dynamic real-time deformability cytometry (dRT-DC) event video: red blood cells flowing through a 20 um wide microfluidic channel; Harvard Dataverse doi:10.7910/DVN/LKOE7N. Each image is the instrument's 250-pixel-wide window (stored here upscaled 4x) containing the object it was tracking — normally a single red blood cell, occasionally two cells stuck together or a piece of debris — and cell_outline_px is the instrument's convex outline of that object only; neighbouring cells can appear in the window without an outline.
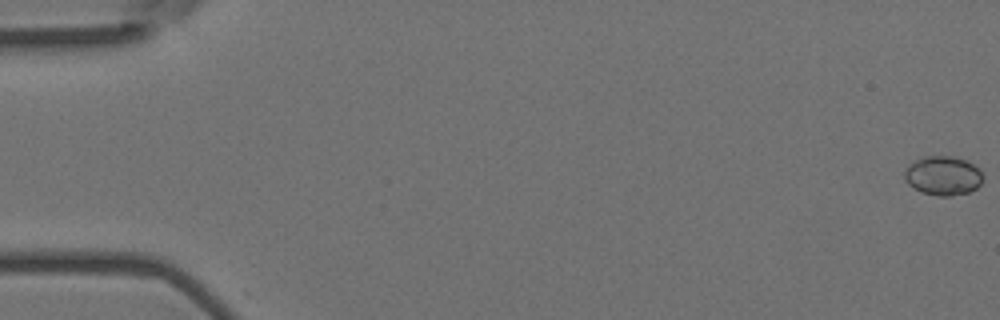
{"species": "Egyptian fruit bat (a non-hibernating species)", "species_latin": "Rousettus aegyptiacus", "temperature_condition": "room temperature", "stored_images_in_passage": 58, "camera_frame_rate_fps": 3000, "um_per_image_px": 0.085, "animal": {"sex": "female"}, "frame": {"image": 1, "passage_image": 1, "time_ms": 0.0, "image_size_px": [1000, 320], "cell_outline_px": [[984, 176], [980, 184], [976, 188], [968, 192], [952, 196], [936, 196], [920, 192], [908, 184], [904, 180], [904, 172], [908, 164], [920, 156], [956, 156], [968, 160], [980, 168]], "centroid_in_image_um": [80.15, 14.91], "position_along_channel_um": 4.8, "area_um2": 18.44}}
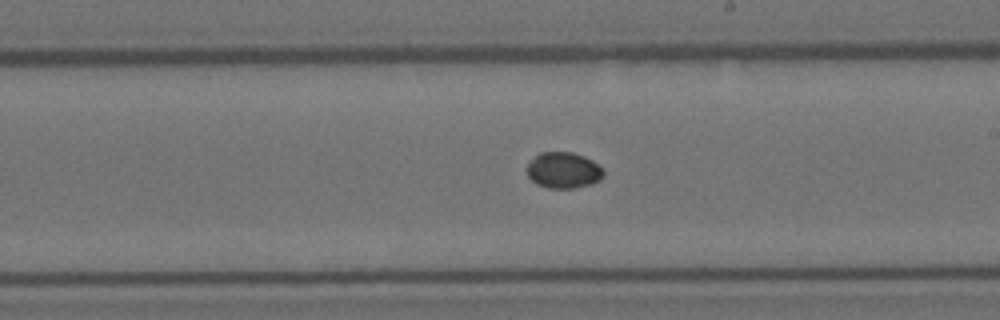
{"frame": {"image": 2, "passage_image": 34, "time_ms": 11.0, "image_size_px": [1000, 320], "cell_outline_px": [[604, 176], [600, 180], [592, 184], [576, 188], [548, 188], [536, 184], [528, 176], [528, 164], [540, 152], [572, 152], [584, 156], [592, 160], [604, 168]], "centroid_in_image_um": [47.94, 14.48], "position_along_channel_um": 241.1, "area_um2": 16.18}}
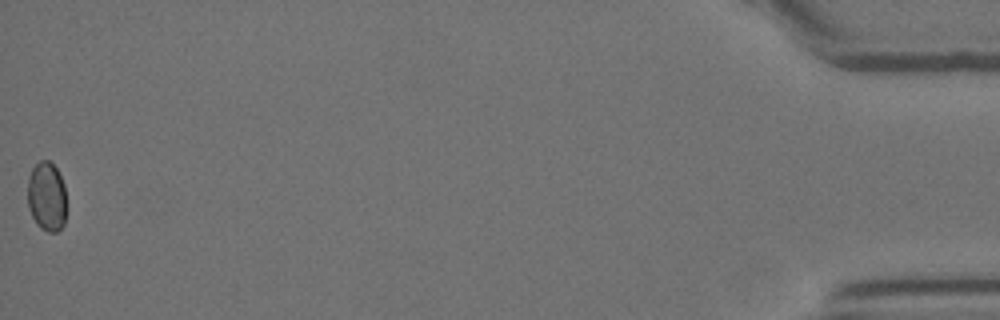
{"frame": {"image": 3, "passage_image": 58, "time_ms": 19.0, "image_size_px": [1000, 320], "cell_outline_px": [[64, 224], [56, 232], [48, 232], [40, 228], [36, 224], [28, 208], [28, 176], [32, 168], [40, 160], [48, 160], [56, 168], [64, 184]], "centroid_in_image_um": [3.94, 16.71], "position_along_channel_um": 431.3, "area_um2": 15.55}}